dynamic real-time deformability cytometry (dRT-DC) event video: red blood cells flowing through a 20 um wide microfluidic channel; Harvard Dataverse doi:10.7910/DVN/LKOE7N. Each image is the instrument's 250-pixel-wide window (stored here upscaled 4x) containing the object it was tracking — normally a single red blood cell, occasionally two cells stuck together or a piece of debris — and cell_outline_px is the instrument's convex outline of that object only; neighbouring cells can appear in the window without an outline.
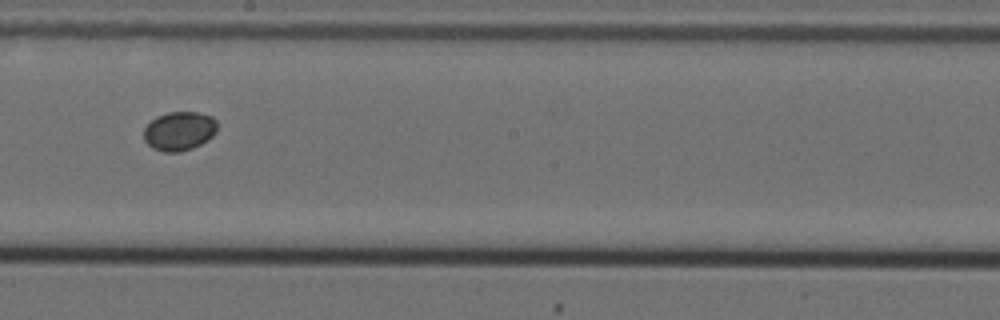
{"species": "Egyptian fruit bat (a non-hibernating species)", "species_latin": "Rousettus aegyptiacus", "temperature_condition": "cold", "stored_images_in_passage": 17, "camera_frame_rate_fps": 3000, "um_per_image_px": 0.085, "animal": {"sex": "female"}, "frame": {"image": 1, "passage_image": 11, "time_ms": 3.333, "image_size_px": [1000, 320], "cell_outline_px": [[216, 132], [208, 140], [192, 148], [180, 152], [164, 152], [152, 148], [144, 140], [144, 128], [156, 116], [168, 112], [196, 112], [212, 116], [216, 120]], "centroid_in_image_um": [15.23, 11.14], "position_along_channel_um": 233.0, "area_um2": 16.7}}
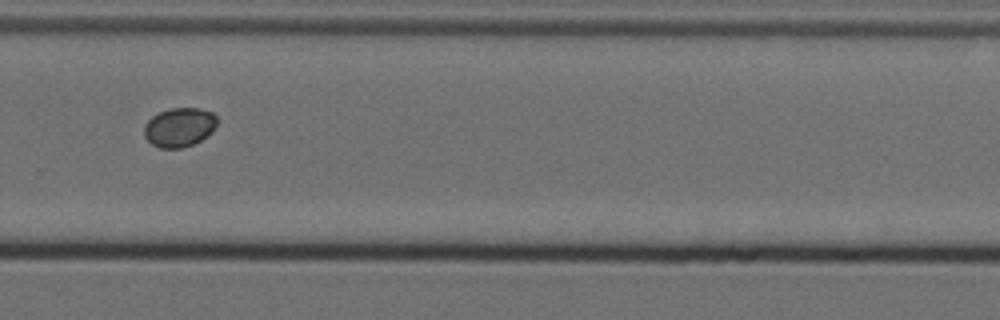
{"frame": {"image": 2, "passage_image": 13, "time_ms": 4.0, "image_size_px": [1000, 320], "cell_outline_px": [[216, 124], [212, 132], [208, 136], [192, 144], [180, 148], [160, 148], [152, 144], [144, 136], [144, 124], [152, 116], [168, 108], [196, 108], [212, 112], [216, 116]], "centroid_in_image_um": [15.23, 10.81], "position_along_channel_um": 314.6, "area_um2": 16.59}}
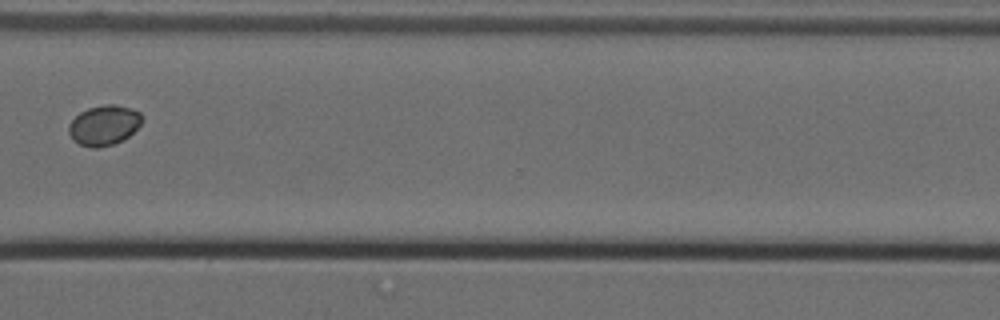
{"frame": {"image": 3, "passage_image": 14, "time_ms": 4.333, "image_size_px": [1000, 320], "cell_outline_px": [[144, 116], [140, 124], [124, 140], [100, 148], [92, 148], [80, 144], [72, 140], [68, 132], [68, 124], [80, 112], [88, 108], [104, 104], [112, 104], [132, 108], [140, 112]], "centroid_in_image_um": [8.83, 10.64], "position_along_channel_um": 361.8, "area_um2": 17.22}}